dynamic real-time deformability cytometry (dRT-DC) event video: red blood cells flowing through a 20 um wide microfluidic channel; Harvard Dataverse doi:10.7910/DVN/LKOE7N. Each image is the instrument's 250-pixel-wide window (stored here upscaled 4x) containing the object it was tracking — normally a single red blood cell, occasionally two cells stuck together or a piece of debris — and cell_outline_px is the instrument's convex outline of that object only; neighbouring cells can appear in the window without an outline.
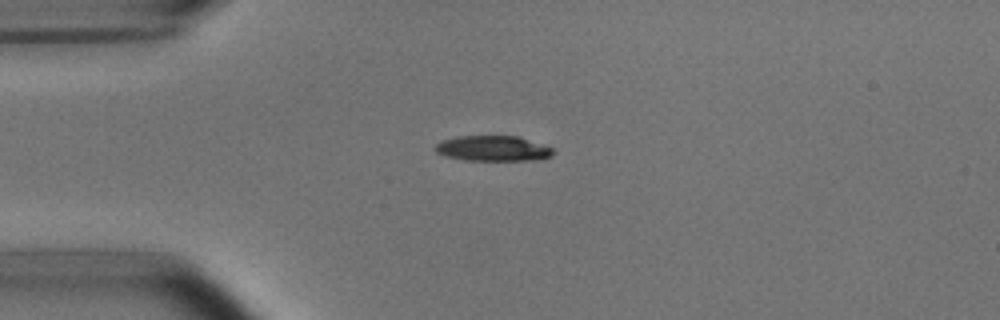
{"species": "common noctule bat (a hibernating species)", "species_latin": "Nyctalus noctula", "temperature_condition": "room temperature", "stored_images_in_passage": 51, "camera_frame_rate_fps": 3000, "um_per_image_px": 0.085, "animal": {"sex": "male", "body_mass_g": 15.6}, "frame": {"image": 1, "passage_image": 12, "time_ms": 3.667, "image_size_px": [1000, 320], "cell_outline_px": [[556, 152], [552, 156], [532, 160], [464, 160], [444, 156], [436, 152], [436, 144], [440, 140], [456, 136], [516, 136], [556, 148]], "centroid_in_image_um": [41.91, 12.61], "position_along_channel_um": 43.1, "area_um2": 17.57}}
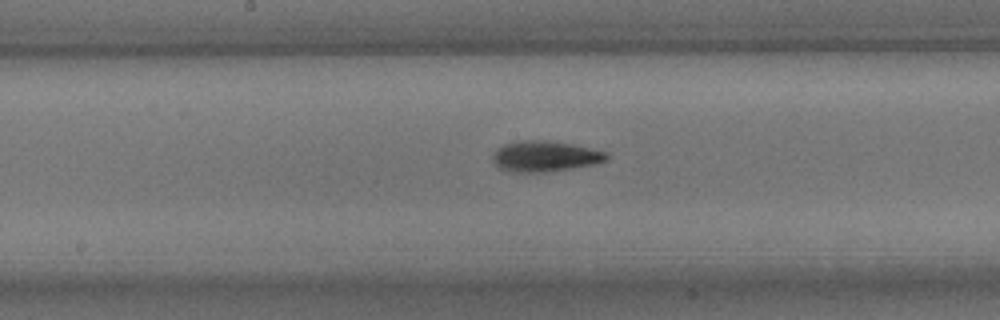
{"frame": {"image": 2, "passage_image": 26, "time_ms": 8.333, "image_size_px": [1000, 320], "cell_outline_px": [[608, 160], [596, 164], [572, 168], [544, 172], [512, 172], [500, 168], [492, 160], [492, 152], [496, 148], [504, 144], [516, 140], [548, 140], [572, 144], [608, 152]], "centroid_in_image_um": [46.31, 13.27], "position_along_channel_um": 201.9, "area_um2": 20.63}}
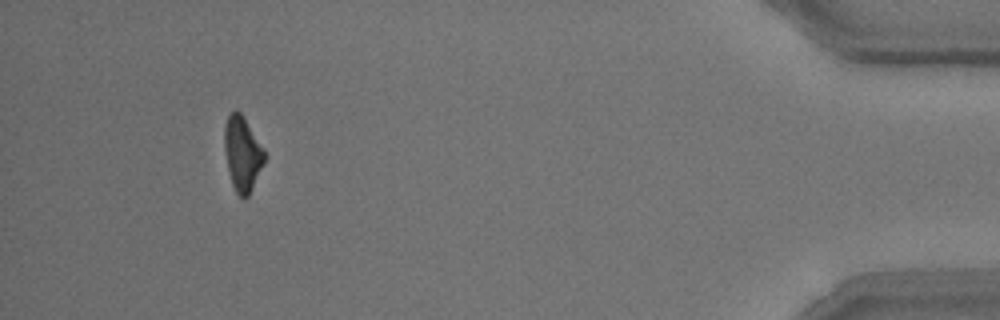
{"frame": {"image": 3, "passage_image": 48, "time_ms": 15.667, "image_size_px": [1000, 320], "cell_outline_px": [[264, 164], [248, 196], [244, 200], [236, 192], [232, 184], [228, 172], [224, 148], [224, 124], [228, 116], [236, 108], [240, 112], [264, 148]], "centroid_in_image_um": [20.59, 13.06], "position_along_channel_um": 414.6, "area_um2": 17.4}, "authors_computed_cell_mechanics": {"area_um2": 18.3804, "velocity_mm_per_s": 3.8091, "shape_relaxation_time_tau1_ms": 2.6641, "shape_relaxation_time_tau2_ms": 8.6598, "deformation_change_tau1": 0.1288, "deformation_change_tau2": 0.201}}